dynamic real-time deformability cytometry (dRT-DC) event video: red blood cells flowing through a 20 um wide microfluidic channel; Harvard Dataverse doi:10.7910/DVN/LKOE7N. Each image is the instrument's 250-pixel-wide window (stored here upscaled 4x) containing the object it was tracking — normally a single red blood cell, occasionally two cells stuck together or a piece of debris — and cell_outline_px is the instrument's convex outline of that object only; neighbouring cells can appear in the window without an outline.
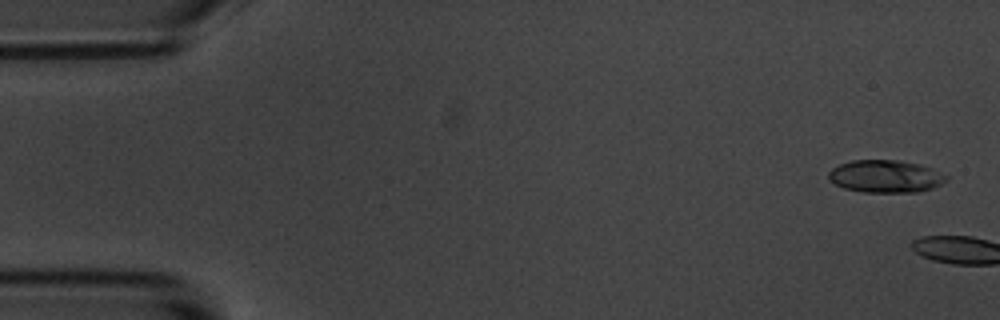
{"species": "common noctule bat (a hibernating species)", "species_latin": "Nyctalus noctula", "temperature_condition": "room temperature", "stored_images_in_passage": 2, "camera_frame_rate_fps": 3000, "um_per_image_px": 0.085, "animal": {"sex": "male", "body_mass_g": 20.1, "forearm_length_mm": 53.5}, "frame": {"image": 1, "passage_image": 1, "time_ms": 0.0, "image_size_px": [1000, 320], "cell_outline_px": [[948, 180], [932, 188], [920, 192], [864, 192], [844, 188], [828, 180], [828, 172], [832, 168], [840, 164], [852, 160], [896, 160], [920, 164], [948, 176]], "centroid_in_image_um": [75.25, 14.99], "position_along_channel_um": 9.8, "area_um2": 22.25}}